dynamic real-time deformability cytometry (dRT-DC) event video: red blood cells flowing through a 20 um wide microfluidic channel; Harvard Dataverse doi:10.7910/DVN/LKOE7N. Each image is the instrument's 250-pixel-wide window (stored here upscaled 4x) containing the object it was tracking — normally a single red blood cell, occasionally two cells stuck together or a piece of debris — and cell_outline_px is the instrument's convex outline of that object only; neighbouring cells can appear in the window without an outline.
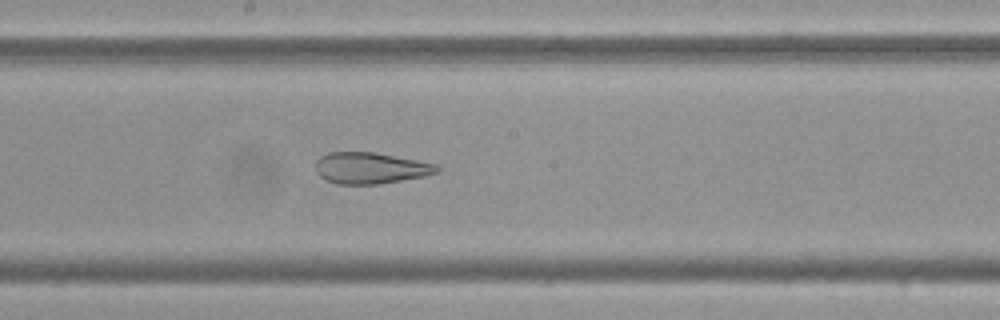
{"species": "Egyptian fruit bat (a non-hibernating species)", "species_latin": "Rousettus aegyptiacus", "temperature_condition": "cold", "stored_images_in_passage": 57, "camera_frame_rate_fps": 3000, "um_per_image_px": 0.085, "frame": {"image": 1, "passage_image": 31, "time_ms": 10.0, "image_size_px": [1000, 320], "cell_outline_px": [[440, 172], [424, 176], [380, 184], [336, 184], [324, 180], [316, 172], [316, 160], [320, 156], [328, 152], [376, 152], [436, 164], [440, 168]], "centroid_in_image_um": [31.47, 14.28], "position_along_channel_um": 216.7, "area_um2": 22.31}}
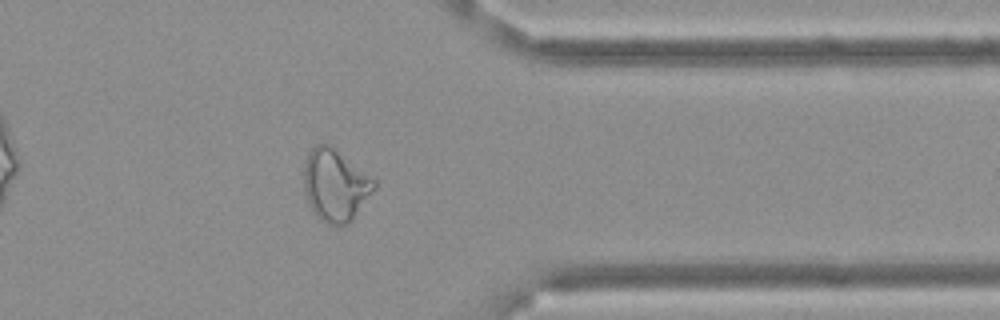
{"frame": {"image": 2, "passage_image": 46, "time_ms": 15.0, "image_size_px": [1000, 320], "cell_outline_px": [[376, 188], [352, 220], [348, 224], [328, 224], [320, 220], [316, 216], [308, 204], [304, 188], [304, 160], [308, 152], [316, 144], [332, 144], [376, 180]], "centroid_in_image_um": [28.5, 15.71], "position_along_channel_um": 382.9, "area_um2": 29.88}}
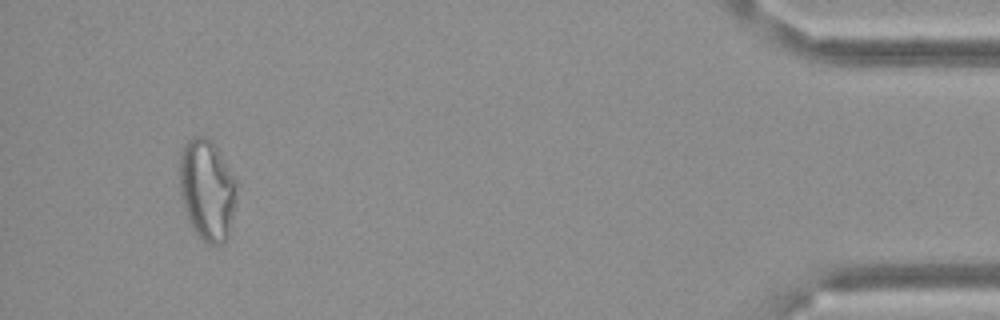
{"frame": {"image": 3, "passage_image": 54, "time_ms": 17.667, "image_size_px": [1000, 320], "cell_outline_px": [[236, 200], [228, 240], [224, 244], [208, 244], [196, 232], [188, 216], [180, 196], [180, 152], [184, 144], [192, 136], [208, 136], [212, 140], [236, 180]], "centroid_in_image_um": [17.61, 16.11], "position_along_channel_um": 417.6, "area_um2": 33.58}}